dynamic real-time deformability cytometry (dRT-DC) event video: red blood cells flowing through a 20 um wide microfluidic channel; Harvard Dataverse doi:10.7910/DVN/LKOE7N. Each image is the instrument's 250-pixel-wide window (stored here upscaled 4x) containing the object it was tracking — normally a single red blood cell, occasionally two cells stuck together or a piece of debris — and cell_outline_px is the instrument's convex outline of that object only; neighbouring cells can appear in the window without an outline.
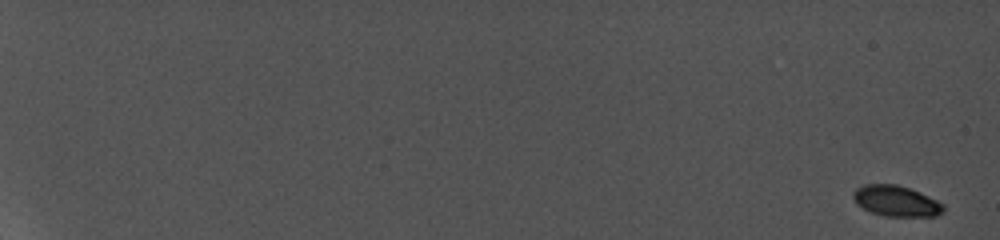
{"species": "common noctule bat (a hibernating species)", "species_latin": "Nyctalus noctula", "temperature_condition": "cold", "stored_images_in_passage": 15, "camera_frame_rate_fps": 5000, "um_per_image_px": 0.085, "animal": {"sex": "female", "body_mass_g": 19.0, "forearm_length_mm": 56.7}, "frame": {"image": 1, "passage_image": 1, "time_ms": 0.0, "image_size_px": [1000, 240], "cell_outline_px": [[944, 212], [936, 216], [884, 216], [872, 212], [856, 204], [852, 196], [852, 192], [856, 188], [864, 184], [896, 184], [920, 192], [944, 204]], "centroid_in_image_um": [76.16, 17.08], "position_along_channel_um": 8.8, "area_um2": 16.18}}
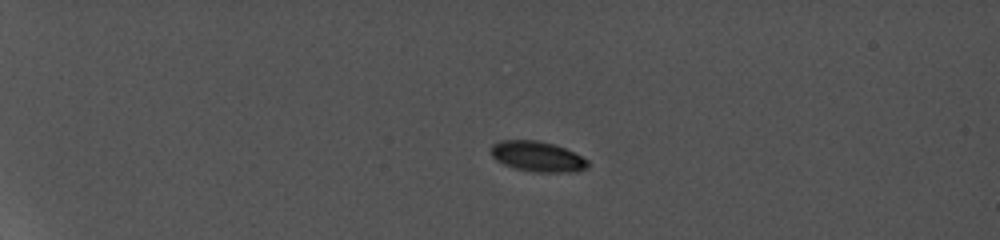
{"frame": {"image": 2, "passage_image": 7, "time_ms": 5.4, "image_size_px": [1000, 240], "cell_outline_px": [[588, 168], [576, 172], [536, 172], [516, 168], [504, 164], [496, 160], [492, 156], [492, 144], [500, 140], [536, 140], [552, 144], [564, 148], [588, 160]], "centroid_in_image_um": [45.69, 13.31], "position_along_channel_um": 39.3, "area_um2": 16.94}}
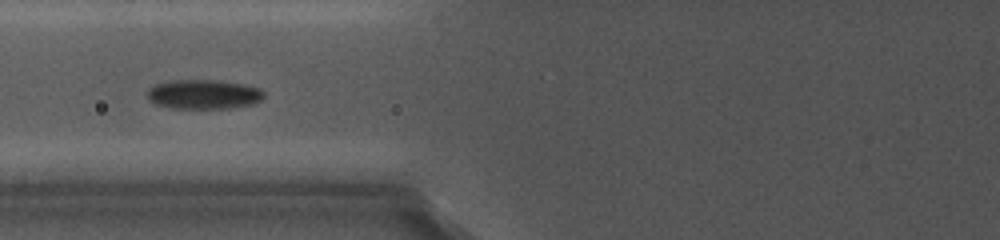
{"frame": {"image": 3, "passage_image": 12, "time_ms": 9.8, "image_size_px": [1000, 240], "cell_outline_px": [[264, 96], [260, 100], [252, 104], [228, 108], [172, 108], [156, 104], [148, 100], [148, 88], [156, 84], [168, 80], [216, 80], [244, 84], [260, 88], [264, 92]], "centroid_in_image_um": [17.29, 8.01], "position_along_channel_um": 108.5, "area_um2": 20.0}}